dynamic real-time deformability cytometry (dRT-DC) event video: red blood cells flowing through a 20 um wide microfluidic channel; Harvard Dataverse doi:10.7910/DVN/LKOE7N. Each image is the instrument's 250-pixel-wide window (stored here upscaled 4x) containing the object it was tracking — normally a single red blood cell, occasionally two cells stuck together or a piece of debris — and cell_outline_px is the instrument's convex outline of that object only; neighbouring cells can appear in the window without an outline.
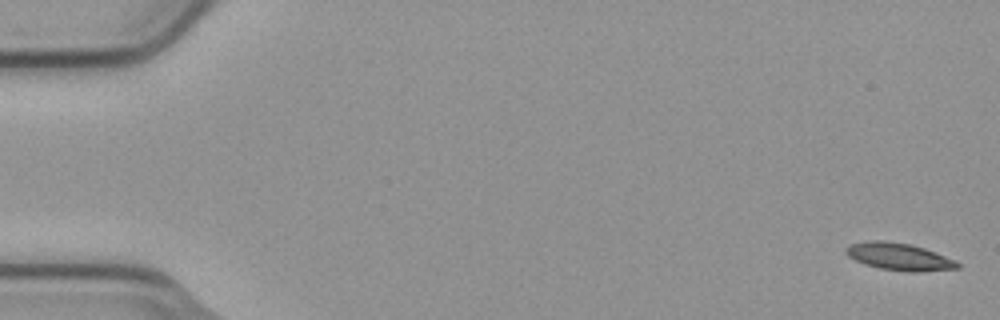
{"species": "common noctule bat (a hibernating species)", "species_latin": "Nyctalus noctula", "temperature_condition": "cold", "stored_images_in_passage": 8, "camera_frame_rate_fps": 3000, "um_per_image_px": 0.085, "animal": {"sex": "male", "body_mass_g": 23.1, "forearm_length_mm": 52.7}, "frame": {"image": 1, "passage_image": 1, "time_ms": 0.0, "image_size_px": [1000, 320], "cell_outline_px": [[960, 268], [916, 272], [912, 272], [880, 268], [864, 264], [848, 256], [844, 252], [844, 248], [852, 244], [872, 240], [880, 240], [912, 244], [936, 252], [956, 260], [960, 264]], "centroid_in_image_um": [76.44, 21.81], "position_along_channel_um": 8.6, "area_um2": 17.69}}
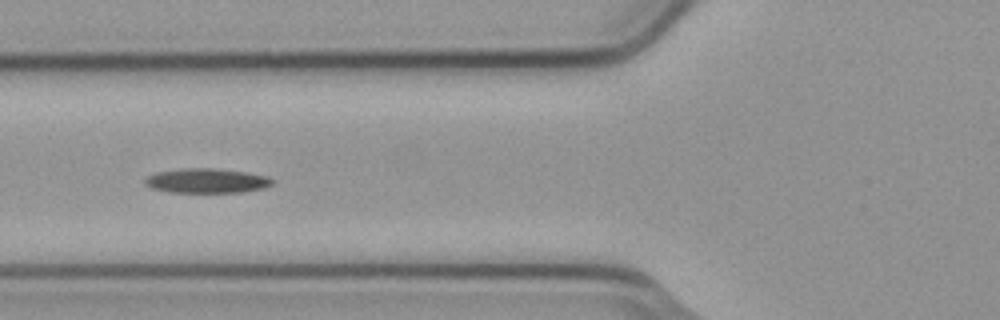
{"frame": {"image": 2, "passage_image": 6, "time_ms": 1.667, "image_size_px": [1000, 320], "cell_outline_px": [[276, 180], [272, 184], [264, 188], [244, 192], [172, 192], [152, 188], [144, 184], [144, 180], [148, 176], [156, 172], [180, 168], [212, 168], [248, 172], [268, 176]], "centroid_in_image_um": [17.6, 15.35], "position_along_channel_um": 108.2, "area_um2": 18.38}}
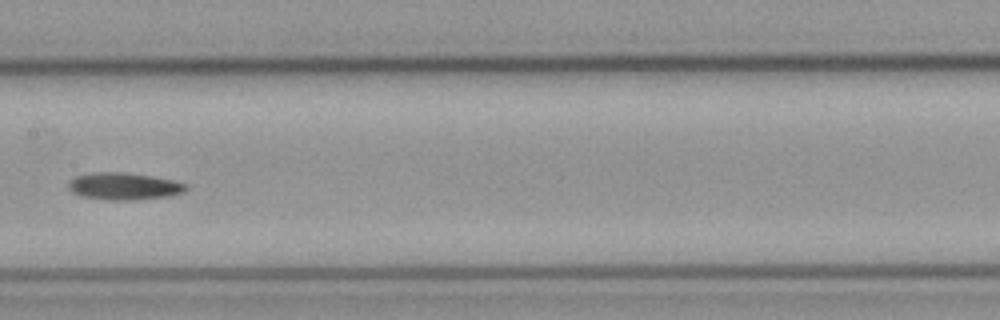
{"frame": {"image": 3, "passage_image": 8, "time_ms": 2.333, "image_size_px": [1000, 320], "cell_outline_px": [[188, 188], [184, 192], [168, 196], [136, 200], [108, 200], [80, 196], [72, 192], [68, 188], [68, 180], [76, 176], [96, 172], [120, 172], [152, 176], [172, 180], [184, 184]], "centroid_in_image_um": [10.49, 15.84], "position_along_channel_um": 196.9, "area_um2": 18.55}}